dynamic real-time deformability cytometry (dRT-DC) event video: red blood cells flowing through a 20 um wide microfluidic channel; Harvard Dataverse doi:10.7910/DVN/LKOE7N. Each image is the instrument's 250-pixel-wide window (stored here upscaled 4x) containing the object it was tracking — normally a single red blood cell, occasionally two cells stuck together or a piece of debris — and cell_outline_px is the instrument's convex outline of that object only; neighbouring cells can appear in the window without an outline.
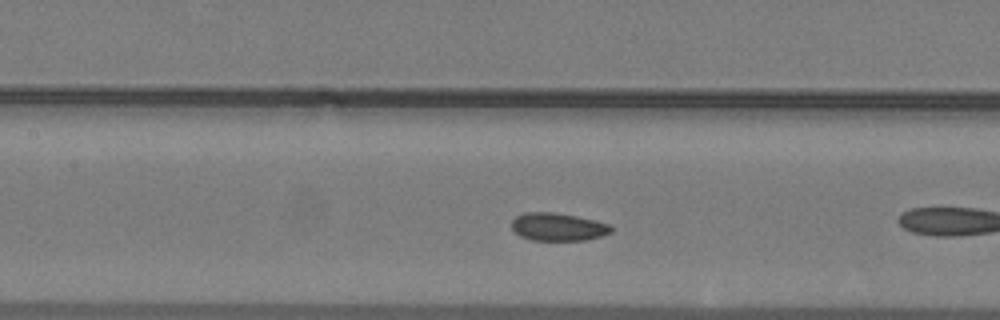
{"species": "common noctule bat (a hibernating species)", "species_latin": "Nyctalus noctula", "temperature_condition": "warm", "stored_images_in_passage": 31, "camera_frame_rate_fps": 3000, "um_per_image_px": 0.085, "animal": {"sex": "male", "body_mass_g": 19.2, "forearm_length_mm": 51.8}, "frame": {"image": 1, "passage_image": 5, "time_ms": 1.333, "image_size_px": [1000, 320], "cell_outline_px": [[612, 232], [600, 236], [584, 240], [532, 240], [520, 236], [512, 228], [512, 220], [516, 216], [524, 212], [556, 212], [576, 216], [612, 224]], "centroid_in_image_um": [47.43, 19.27], "position_along_channel_um": 160.0, "area_um2": 16.18}}